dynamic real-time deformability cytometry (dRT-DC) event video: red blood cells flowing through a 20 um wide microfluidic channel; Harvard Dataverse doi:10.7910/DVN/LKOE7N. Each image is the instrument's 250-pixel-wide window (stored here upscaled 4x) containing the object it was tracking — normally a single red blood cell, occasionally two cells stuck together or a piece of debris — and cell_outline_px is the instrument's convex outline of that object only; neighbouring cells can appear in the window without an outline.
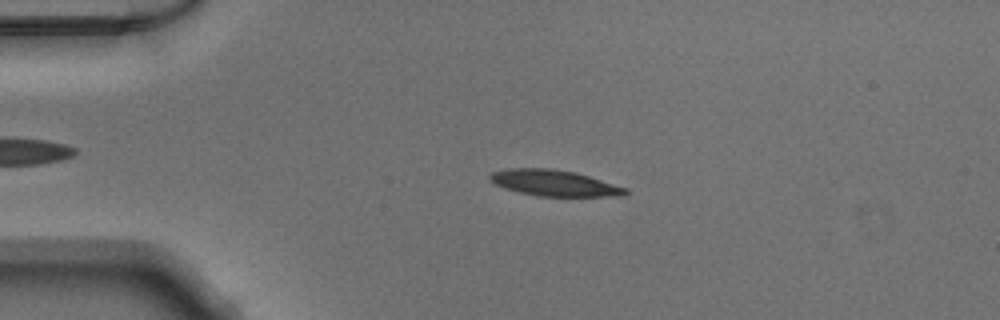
{"species": "Egyptian fruit bat (a non-hibernating species)", "species_latin": "Rousettus aegyptiacus", "temperature_condition": "warm", "stored_images_in_passage": 50, "camera_frame_rate_fps": 3000, "um_per_image_px": 0.085, "animal": {"sex": "male"}, "frame": {"image": 1, "passage_image": 11, "time_ms": 3.333, "image_size_px": [1000, 320], "cell_outline_px": [[628, 192], [624, 196], [536, 196], [504, 188], [488, 180], [488, 176], [492, 172], [508, 168], [552, 168], [576, 172], [628, 188]], "centroid_in_image_um": [47.11, 15.55], "position_along_channel_um": 37.9, "area_um2": 20.69}}
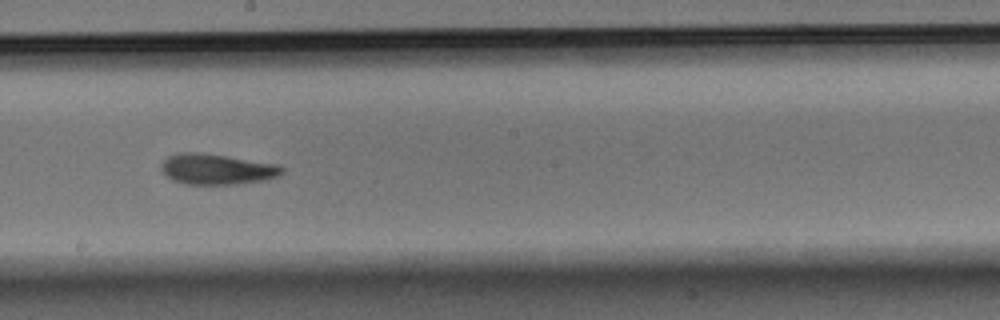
{"frame": {"image": 2, "passage_image": 28, "time_ms": 9.0, "image_size_px": [1000, 320], "cell_outline_px": [[284, 172], [276, 176], [264, 180], [236, 184], [188, 184], [172, 180], [160, 168], [160, 164], [168, 156], [176, 152], [200, 152], [228, 156], [276, 164], [284, 168]], "centroid_in_image_um": [18.4, 14.36], "position_along_channel_um": 229.8, "area_um2": 21.5}}
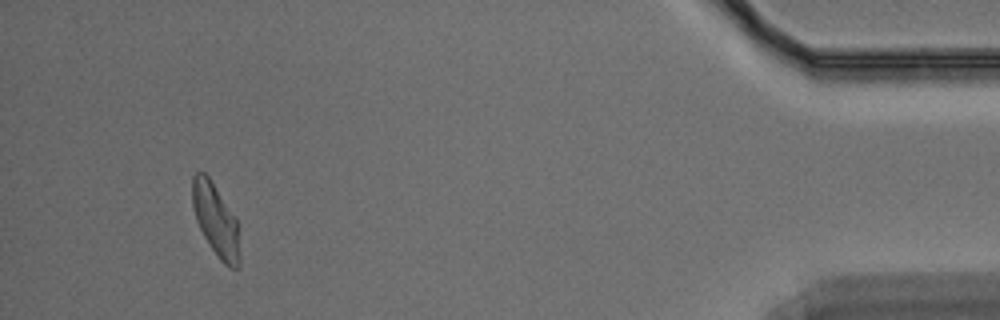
{"frame": {"image": 3, "passage_image": 47, "time_ms": 15.333, "image_size_px": [1000, 320], "cell_outline_px": [[240, 264], [236, 268], [228, 268], [220, 260], [204, 236], [196, 220], [192, 204], [192, 176], [196, 172], [204, 172], [208, 176], [236, 216], [240, 256]], "centroid_in_image_um": [18.34, 18.7], "position_along_channel_um": 416.9, "area_um2": 19.94}}